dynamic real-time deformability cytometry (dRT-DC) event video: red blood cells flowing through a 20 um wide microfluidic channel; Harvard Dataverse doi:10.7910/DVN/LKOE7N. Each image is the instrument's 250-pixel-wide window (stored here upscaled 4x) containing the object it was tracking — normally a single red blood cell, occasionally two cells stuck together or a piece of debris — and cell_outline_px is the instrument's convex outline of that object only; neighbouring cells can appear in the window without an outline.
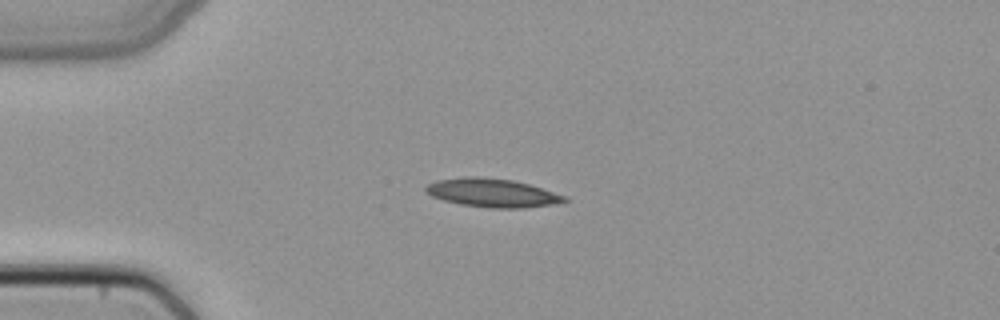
{"species": "common noctule bat (a hibernating species)", "species_latin": "Nyctalus noctula", "temperature_condition": "cold", "stored_images_in_passage": 38, "camera_frame_rate_fps": 3000, "um_per_image_px": 0.085, "animal": {"sex": "female", "body_mass_g": 22.7, "forearm_length_mm": 54.2}, "frame": {"image": 1, "passage_image": 1, "time_ms": 0.0, "image_size_px": [1000, 320], "cell_outline_px": [[572, 200], [564, 204], [524, 208], [488, 208], [460, 204], [444, 200], [432, 196], [424, 192], [424, 188], [428, 184], [436, 180], [464, 176], [480, 176], [512, 180], [528, 184], [568, 196]], "centroid_in_image_um": [41.92, 16.4], "position_along_channel_um": 43.1, "area_um2": 23.64}}
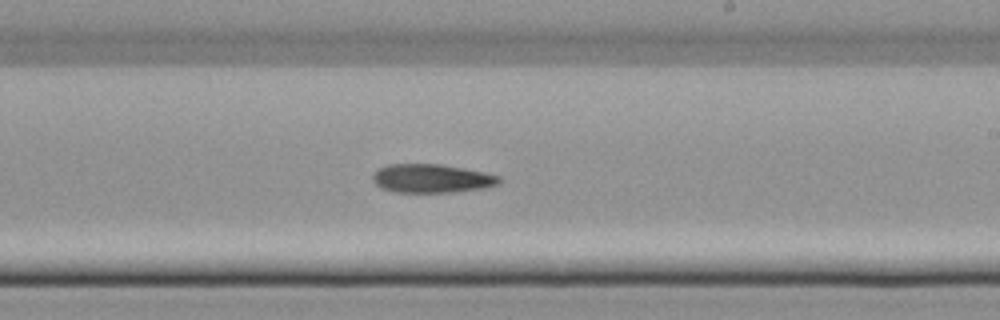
{"frame": {"image": 2, "passage_image": 18, "time_ms": 5.667, "image_size_px": [1000, 320], "cell_outline_px": [[504, 180], [496, 184], [484, 188], [452, 192], [396, 192], [384, 188], [376, 184], [372, 180], [372, 176], [376, 168], [388, 164], [440, 164], [464, 168], [484, 172], [500, 176]], "centroid_in_image_um": [36.69, 15.15], "position_along_channel_um": 252.3, "area_um2": 21.15}}
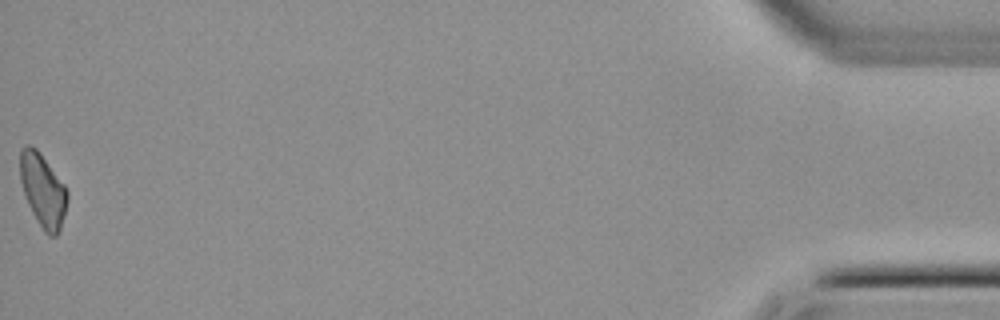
{"frame": {"image": 3, "passage_image": 38, "time_ms": 12.333, "image_size_px": [1000, 320], "cell_outline_px": [[68, 200], [60, 232], [56, 236], [48, 236], [44, 232], [32, 212], [28, 204], [20, 180], [20, 148], [28, 144], [36, 148], [40, 152], [64, 184], [68, 192]], "centroid_in_image_um": [3.65, 16.18], "position_along_channel_um": 431.5, "area_um2": 20.23}}